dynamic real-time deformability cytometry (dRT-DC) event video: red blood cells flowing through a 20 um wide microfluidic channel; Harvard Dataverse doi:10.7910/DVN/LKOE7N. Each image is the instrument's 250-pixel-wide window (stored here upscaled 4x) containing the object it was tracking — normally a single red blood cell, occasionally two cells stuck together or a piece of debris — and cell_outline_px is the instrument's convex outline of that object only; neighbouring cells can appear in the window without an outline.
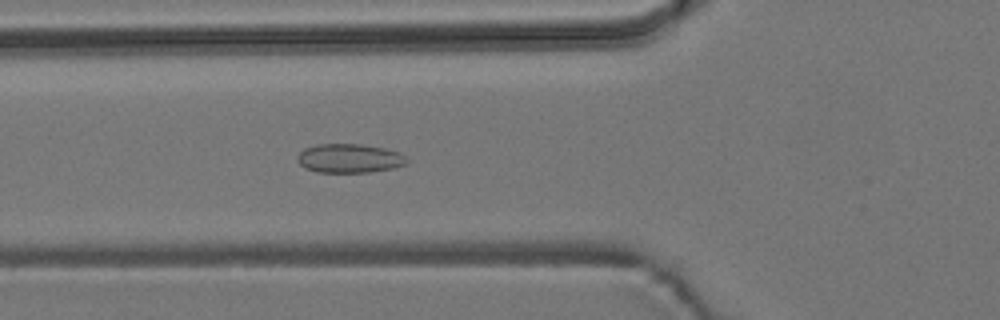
{"species": "common noctule bat (a hibernating species)", "species_latin": "Nyctalus noctula", "temperature_condition": "room temperature", "stored_images_in_passage": 6, "camera_frame_rate_fps": 3000, "um_per_image_px": 0.085, "animal": {"sex": "male", "body_mass_g": 19.2, "forearm_length_mm": 51.8}, "frame": {"image": 1, "passage_image": 6, "time_ms": 5.667, "image_size_px": [1000, 320], "cell_outline_px": [[408, 160], [404, 164], [392, 168], [368, 172], [316, 172], [304, 168], [296, 160], [296, 156], [304, 148], [316, 144], [360, 144], [384, 148], [400, 152]], "centroid_in_image_um": [29.64, 13.45], "position_along_channel_um": 96.2, "area_um2": 18.5}}